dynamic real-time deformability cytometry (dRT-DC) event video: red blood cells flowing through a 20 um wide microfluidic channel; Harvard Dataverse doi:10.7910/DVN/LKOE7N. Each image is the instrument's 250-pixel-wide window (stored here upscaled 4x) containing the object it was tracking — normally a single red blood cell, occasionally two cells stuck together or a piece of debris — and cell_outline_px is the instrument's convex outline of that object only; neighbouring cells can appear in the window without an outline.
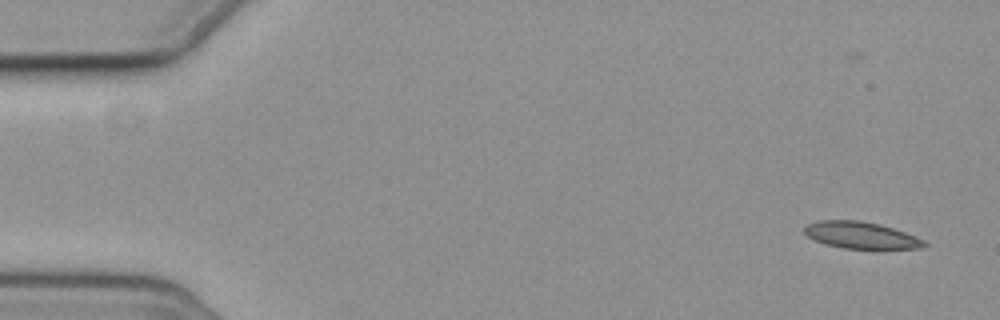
{"species": "common noctule bat (a hibernating species)", "species_latin": "Nyctalus noctula", "temperature_condition": "cold", "stored_images_in_passage": 7, "camera_frame_rate_fps": 3000, "um_per_image_px": 0.085, "animal": {"sex": "female", "body_mass_g": 19.3, "forearm_length_mm": 54.1}, "frame": {"image": 1, "passage_image": 1, "time_ms": 0.0, "image_size_px": [1000, 320], "cell_outline_px": [[928, 244], [920, 248], [844, 248], [828, 244], [816, 240], [808, 236], [804, 232], [804, 228], [808, 224], [820, 220], [860, 220], [880, 224], [904, 232], [924, 240]], "centroid_in_image_um": [73.18, 19.98], "position_along_channel_um": 11.8, "area_um2": 18.26}}
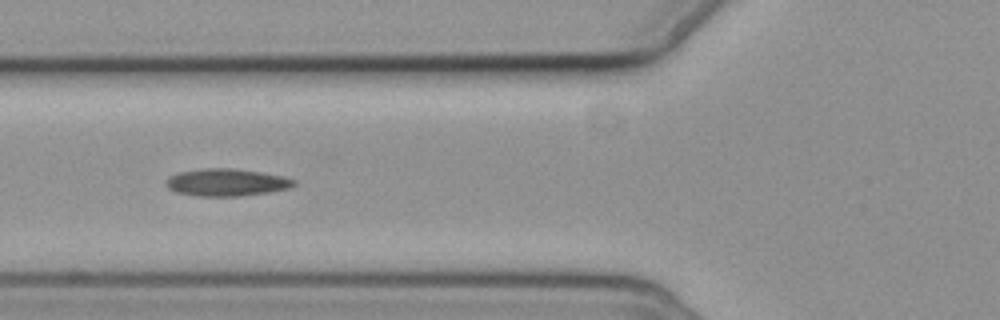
{"frame": {"image": 2, "passage_image": 6, "time_ms": 6.333, "image_size_px": [1000, 320], "cell_outline_px": [[296, 184], [288, 188], [268, 192], [240, 196], [200, 196], [176, 192], [168, 188], [164, 184], [164, 180], [168, 176], [180, 172], [208, 168], [232, 168], [260, 172], [284, 176], [296, 180]], "centroid_in_image_um": [19.23, 15.5], "position_along_channel_um": 106.6, "area_um2": 20.35}}
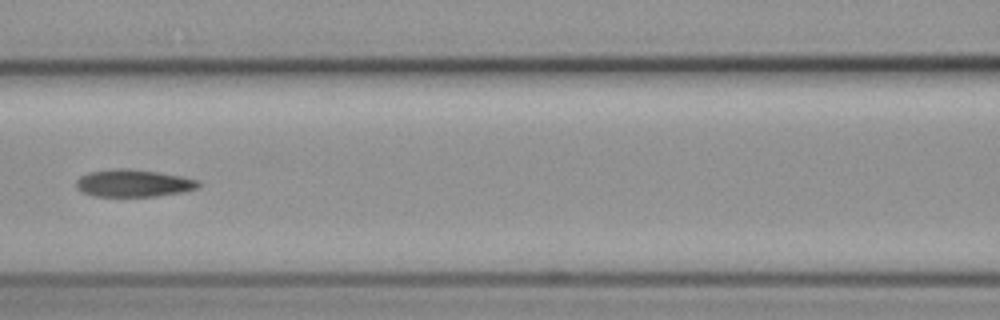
{"frame": {"image": 3, "passage_image": 7, "time_ms": 7.667, "image_size_px": [1000, 320], "cell_outline_px": [[200, 184], [196, 188], [184, 192], [156, 196], [92, 196], [76, 188], [76, 180], [80, 176], [88, 172], [116, 168], [128, 168], [156, 172], [180, 176], [200, 180]], "centroid_in_image_um": [11.32, 15.57], "position_along_channel_um": 155.3, "area_um2": 19.48}}